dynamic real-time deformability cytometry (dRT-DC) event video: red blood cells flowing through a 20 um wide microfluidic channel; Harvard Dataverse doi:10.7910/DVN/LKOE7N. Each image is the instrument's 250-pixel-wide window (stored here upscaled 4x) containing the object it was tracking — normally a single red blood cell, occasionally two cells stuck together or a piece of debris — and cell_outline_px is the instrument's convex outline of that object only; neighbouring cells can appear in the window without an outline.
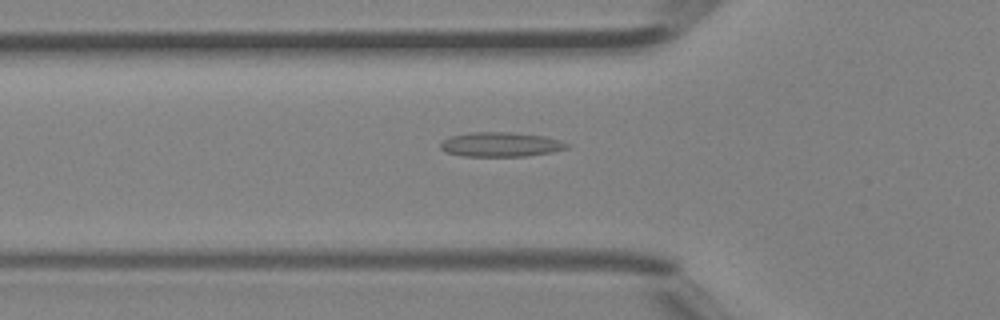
{"species": "Egyptian fruit bat (a non-hibernating species)", "species_latin": "Rousettus aegyptiacus", "temperature_condition": "room temperature", "stored_images_in_passage": 37, "camera_frame_rate_fps": 3000, "um_per_image_px": 0.085, "animal": {"sex": "female"}, "frame": {"image": 1, "passage_image": 7, "time_ms": 2.0, "image_size_px": [1000, 320], "cell_outline_px": [[572, 144], [568, 148], [552, 152], [524, 156], [464, 156], [448, 152], [440, 148], [440, 144], [448, 136], [468, 132], [512, 132], [544, 136], [560, 140]], "centroid_in_image_um": [42.58, 12.27], "position_along_channel_um": 83.2, "area_um2": 18.15}}
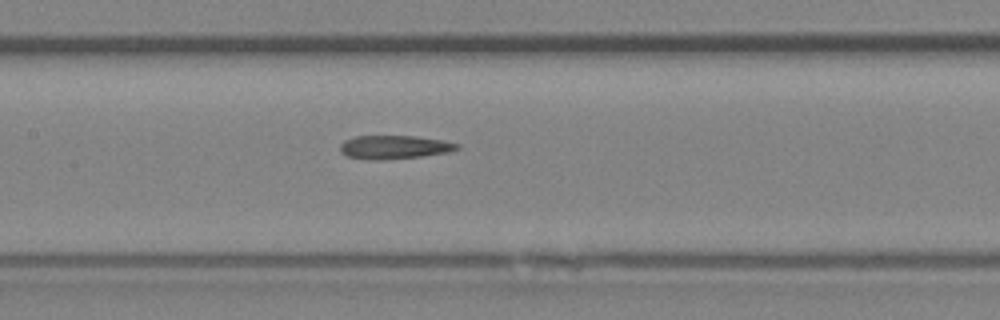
{"frame": {"image": 2, "passage_image": 13, "time_ms": 4.0, "image_size_px": [1000, 320], "cell_outline_px": [[460, 148], [448, 152], [420, 156], [380, 160], [368, 160], [348, 156], [340, 152], [340, 144], [344, 140], [356, 136], [416, 136], [440, 140], [460, 144]], "centroid_in_image_um": [33.48, 12.5], "position_along_channel_um": 173.9, "area_um2": 15.95}}
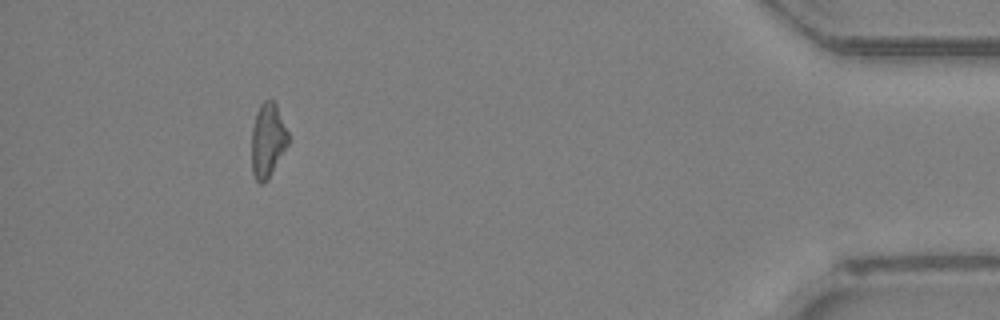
{"frame": {"image": 3, "passage_image": 33, "time_ms": 10.667, "image_size_px": [1000, 320], "cell_outline_px": [[288, 144], [264, 184], [260, 184], [256, 180], [252, 172], [252, 128], [256, 112], [260, 104], [264, 100], [272, 100], [276, 104], [288, 132]], "centroid_in_image_um": [22.74, 11.91], "position_along_channel_um": 412.5, "area_um2": 15.61}}